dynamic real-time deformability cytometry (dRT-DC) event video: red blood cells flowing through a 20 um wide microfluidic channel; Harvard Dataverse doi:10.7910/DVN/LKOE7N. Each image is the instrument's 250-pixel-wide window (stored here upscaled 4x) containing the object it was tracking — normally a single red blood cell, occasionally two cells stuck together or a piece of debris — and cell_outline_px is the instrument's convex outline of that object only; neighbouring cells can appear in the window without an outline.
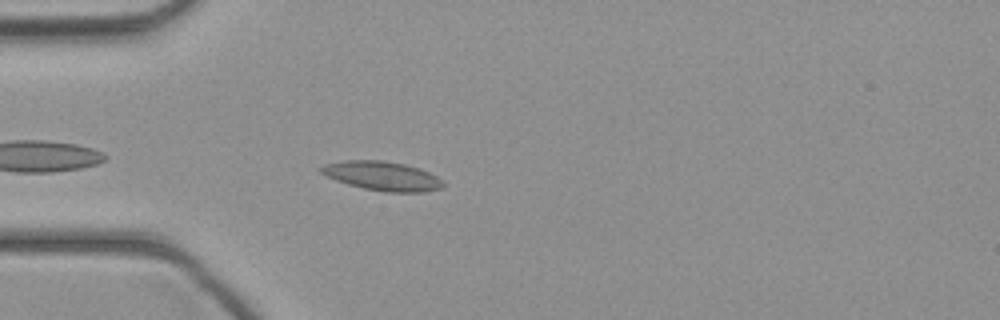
{"species": "common noctule bat (a hibernating species)", "species_latin": "Nyctalus noctula", "temperature_condition": "cold", "stored_images_in_passage": 25, "camera_frame_rate_fps": 3000, "um_per_image_px": 0.085, "animal": {"sex": "female", "body_mass_g": 21.9}, "frame": {"image": 1, "passage_image": 3, "time_ms": 0.667, "image_size_px": [1000, 320], "cell_outline_px": [[444, 184], [440, 188], [424, 192], [388, 192], [364, 188], [348, 184], [336, 180], [320, 172], [316, 168], [324, 164], [344, 160], [384, 160], [404, 164], [420, 168], [436, 176]], "centroid_in_image_um": [32.45, 14.94], "position_along_channel_um": 52.5, "area_um2": 20.63}}
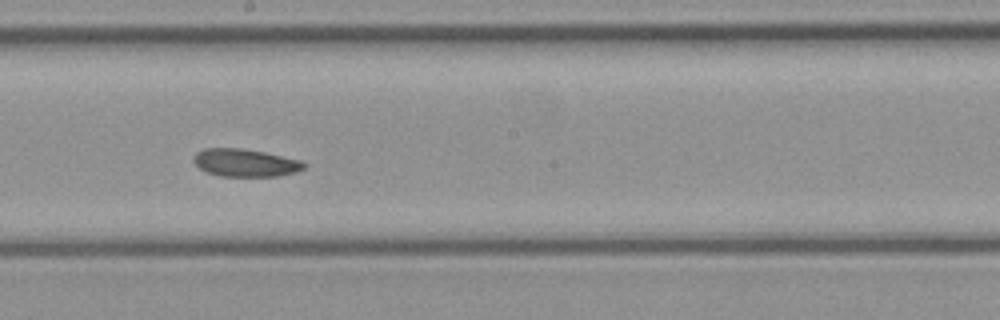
{"frame": {"image": 2, "passage_image": 15, "time_ms": 4.667, "image_size_px": [1000, 320], "cell_outline_px": [[308, 164], [304, 168], [296, 172], [276, 176], [220, 176], [208, 172], [200, 168], [192, 160], [192, 156], [196, 152], [204, 148], [240, 148], [264, 152], [300, 160]], "centroid_in_image_um": [20.83, 13.83], "position_along_channel_um": 227.4, "area_um2": 17.8}}
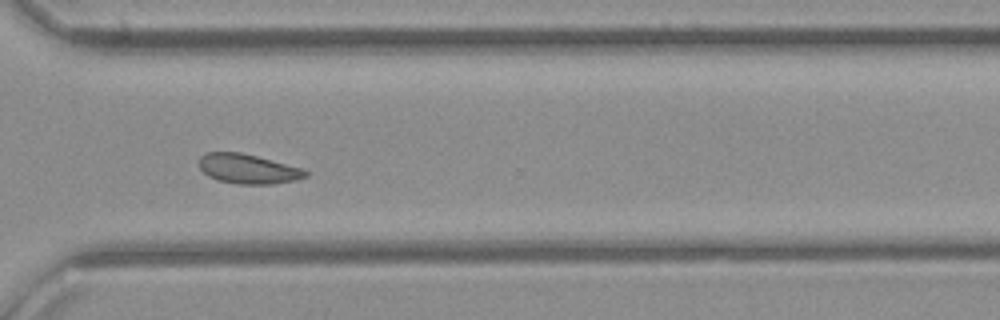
{"frame": {"image": 3, "passage_image": 23, "time_ms": 7.333, "image_size_px": [1000, 320], "cell_outline_px": [[308, 176], [296, 180], [272, 184], [240, 184], [216, 180], [208, 176], [200, 168], [200, 156], [204, 152], [240, 152], [304, 168], [308, 172]], "centroid_in_image_um": [21.1, 14.35], "position_along_channel_um": 349.5, "area_um2": 18.44}}